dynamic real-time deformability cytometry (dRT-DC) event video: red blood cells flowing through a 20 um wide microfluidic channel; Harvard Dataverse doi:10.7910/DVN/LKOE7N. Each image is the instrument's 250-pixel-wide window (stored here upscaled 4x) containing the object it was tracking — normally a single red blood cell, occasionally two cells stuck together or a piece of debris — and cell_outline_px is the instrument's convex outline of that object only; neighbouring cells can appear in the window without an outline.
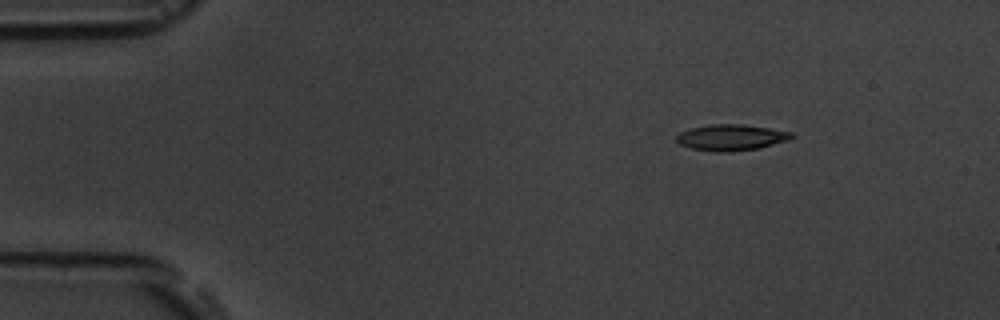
{"species": "common noctule bat (a hibernating species)", "species_latin": "Nyctalus noctula", "temperature_condition": "room temperature", "stored_images_in_passage": 4, "camera_frame_rate_fps": 3000, "um_per_image_px": 0.085, "animal": {"sex": "male", "body_mass_g": 19.5, "forearm_length_mm": 54.6}, "frame": {"image": 1, "passage_image": 2, "time_ms": 1.0, "image_size_px": [1000, 320], "cell_outline_px": [[796, 136], [788, 140], [760, 148], [728, 152], [716, 152], [692, 148], [680, 144], [676, 140], [676, 136], [680, 132], [692, 128], [712, 124], [740, 124], [768, 128], [792, 132]], "centroid_in_image_um": [62.17, 11.69], "position_along_channel_um": 22.8, "area_um2": 17.4}}